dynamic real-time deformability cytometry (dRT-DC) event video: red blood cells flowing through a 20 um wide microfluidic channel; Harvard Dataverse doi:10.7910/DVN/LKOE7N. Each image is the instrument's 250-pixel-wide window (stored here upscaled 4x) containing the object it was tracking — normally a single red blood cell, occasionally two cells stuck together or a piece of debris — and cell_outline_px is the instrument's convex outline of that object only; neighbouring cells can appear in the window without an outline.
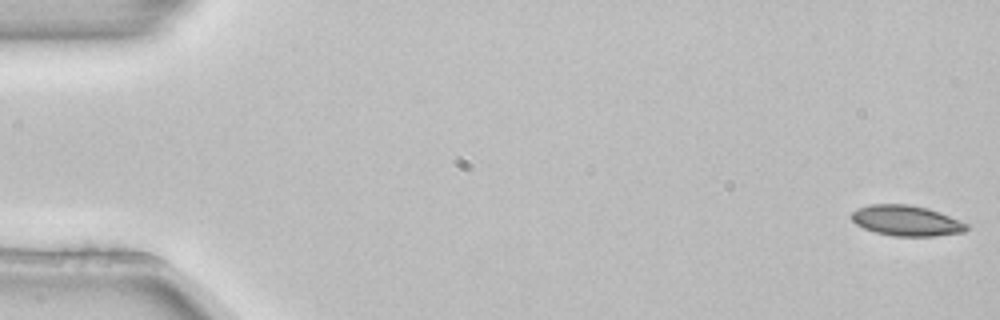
{"species": "common noctule bat (a hibernating species)", "species_latin": "Nyctalus noctula", "temperature_condition": "room temperature", "stored_images_in_passage": 4, "camera_frame_rate_fps": 3000, "um_per_image_px": 0.085, "animal": {"sex": "female", "body_mass_g": 22.7, "forearm_length_mm": 54.2}, "frame": {"image": 1, "passage_image": 1, "time_ms": 0.0, "image_size_px": [1000, 320], "cell_outline_px": [[968, 228], [964, 232], [936, 236], [892, 236], [876, 232], [864, 228], [856, 224], [852, 220], [852, 212], [868, 204], [908, 204], [928, 208], [940, 212], [968, 224]], "centroid_in_image_um": [77.06, 18.75], "position_along_channel_um": 7.9, "area_um2": 20.4}}
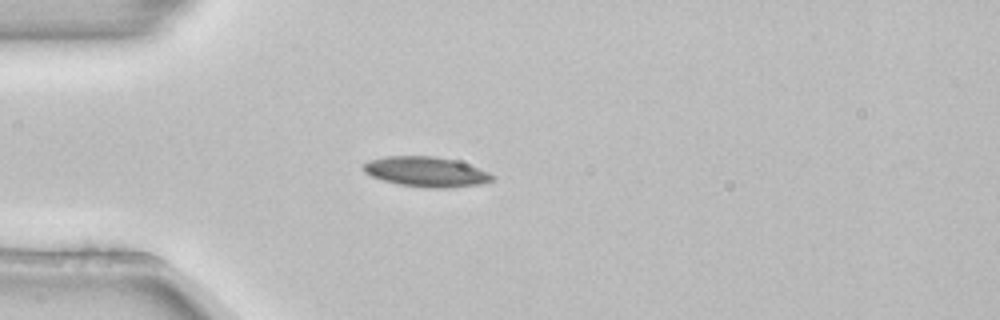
{"frame": {"image": 2, "passage_image": 4, "time_ms": 1.0, "image_size_px": [1000, 320], "cell_outline_px": [[496, 176], [492, 180], [480, 184], [448, 188], [428, 188], [400, 184], [384, 180], [372, 176], [364, 172], [364, 164], [368, 160], [388, 156], [432, 156], [452, 160], [488, 172]], "centroid_in_image_um": [36.2, 14.61], "position_along_channel_um": 48.8, "area_um2": 22.08}}